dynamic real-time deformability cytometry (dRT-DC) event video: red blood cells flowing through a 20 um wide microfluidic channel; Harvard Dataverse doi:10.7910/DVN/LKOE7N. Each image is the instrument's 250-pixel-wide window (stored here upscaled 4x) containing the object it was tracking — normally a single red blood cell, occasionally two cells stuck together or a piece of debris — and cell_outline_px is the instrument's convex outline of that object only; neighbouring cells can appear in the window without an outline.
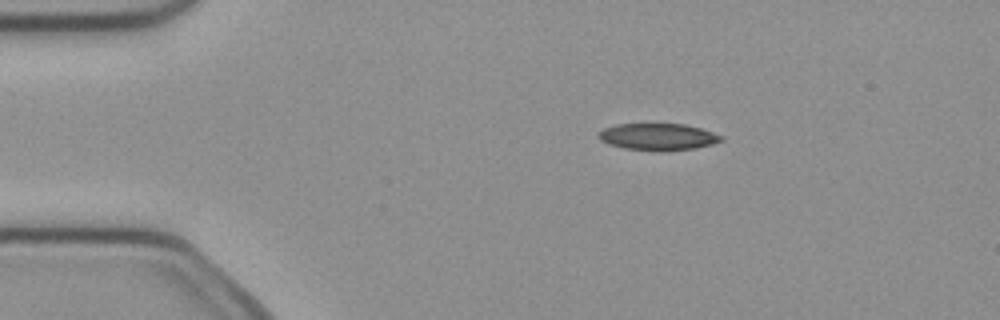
{"species": "common noctule bat (a hibernating species)", "species_latin": "Nyctalus noctula", "temperature_condition": "cold", "stored_images_in_passage": 4, "camera_frame_rate_fps": 3000, "um_per_image_px": 0.085, "animal": {"sex": "female", "body_mass_g": 21.9}, "frame": {"image": 1, "passage_image": 2, "time_ms": 0.333, "image_size_px": [1000, 320], "cell_outline_px": [[724, 140], [712, 144], [696, 148], [660, 152], [624, 148], [608, 144], [600, 140], [596, 136], [596, 132], [604, 128], [616, 124], [684, 124], [700, 128], [724, 136]], "centroid_in_image_um": [55.9, 11.64], "position_along_channel_um": 29.1, "area_um2": 19.48}}
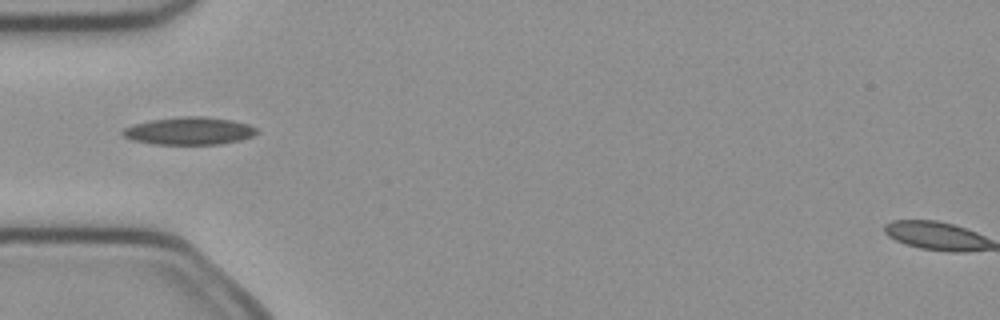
{"frame": {"image": 2, "passage_image": 4, "time_ms": 1.0, "image_size_px": [1000, 320], "cell_outline_px": [[260, 132], [252, 136], [240, 140], [220, 144], [152, 144], [132, 140], [124, 136], [120, 132], [124, 128], [132, 124], [152, 120], [184, 116], [204, 116], [232, 120], [248, 124], [256, 128]], "centroid_in_image_um": [16.08, 11.13], "position_along_channel_um": 68.9, "area_um2": 21.62}}